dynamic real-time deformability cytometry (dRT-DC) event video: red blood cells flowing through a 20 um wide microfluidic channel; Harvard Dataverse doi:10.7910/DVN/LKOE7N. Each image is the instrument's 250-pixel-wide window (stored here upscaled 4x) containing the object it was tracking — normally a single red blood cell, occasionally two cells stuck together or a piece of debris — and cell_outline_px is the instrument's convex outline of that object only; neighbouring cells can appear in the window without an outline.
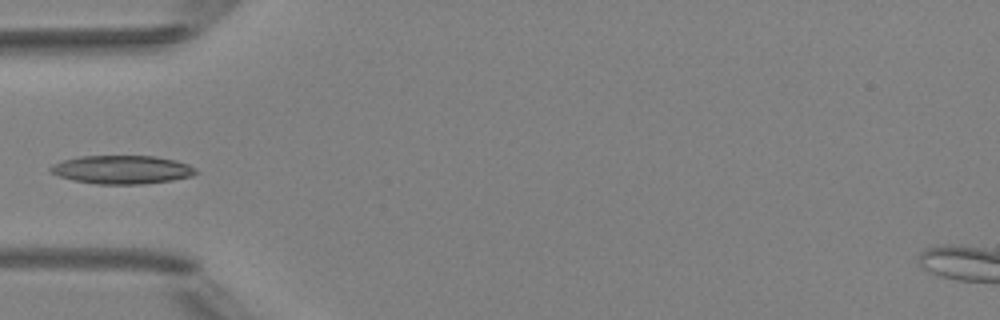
{"species": "Egyptian fruit bat (a non-hibernating species)", "species_latin": "Rousettus aegyptiacus", "temperature_condition": "room temperature", "stored_images_in_passage": 4, "camera_frame_rate_fps": 3000, "um_per_image_px": 0.085, "animal": {"sex": "female"}, "frame": {"image": 1, "passage_image": 4, "time_ms": 4.0, "image_size_px": [1000, 320], "cell_outline_px": [[196, 172], [192, 176], [172, 180], [140, 184], [96, 184], [72, 180], [60, 176], [52, 172], [48, 168], [64, 160], [80, 156], [156, 156], [176, 160], [188, 164], [196, 168]], "centroid_in_image_um": [10.4, 14.42], "position_along_channel_um": 74.6, "area_um2": 23.93}}